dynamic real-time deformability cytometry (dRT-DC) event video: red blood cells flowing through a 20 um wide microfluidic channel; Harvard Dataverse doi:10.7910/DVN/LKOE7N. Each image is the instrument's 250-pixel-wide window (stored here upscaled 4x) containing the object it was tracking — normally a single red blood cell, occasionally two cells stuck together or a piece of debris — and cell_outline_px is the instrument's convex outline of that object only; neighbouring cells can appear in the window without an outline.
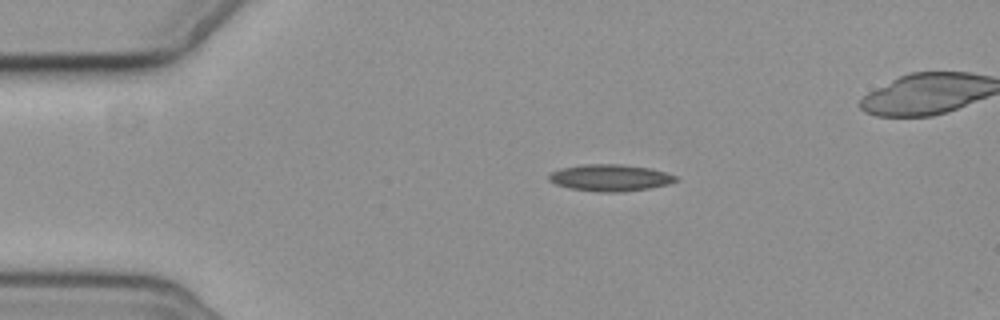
{"species": "common noctule bat (a hibernating species)", "species_latin": "Nyctalus noctula", "temperature_condition": "cold", "stored_images_in_passage": 8, "camera_frame_rate_fps": 3000, "um_per_image_px": 0.085, "animal": {"sex": "female", "body_mass_g": 19.3, "forearm_length_mm": 54.1}, "frame": {"image": 1, "passage_image": 1, "time_ms": 0.0, "image_size_px": [1000, 320], "cell_outline_px": [[680, 180], [668, 184], [648, 188], [620, 192], [600, 192], [572, 188], [556, 184], [548, 180], [548, 176], [552, 172], [560, 168], [584, 164], [620, 164], [652, 168], [676, 176]], "centroid_in_image_um": [51.87, 15.1], "position_along_channel_um": 33.1, "area_um2": 19.65}}
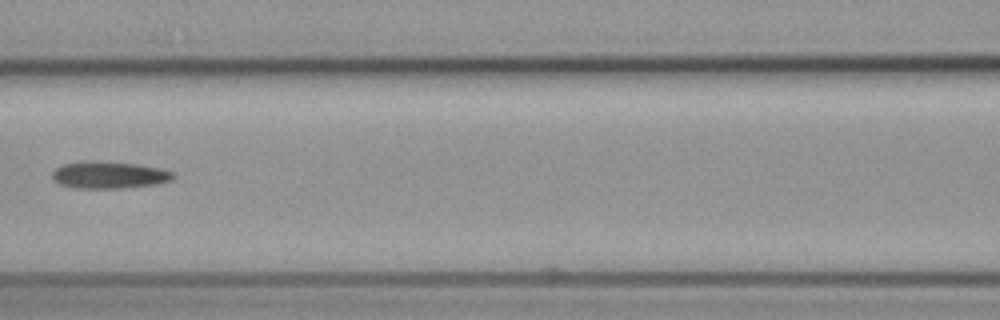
{"frame": {"image": 2, "passage_image": 5, "time_ms": 4.667, "image_size_px": [1000, 320], "cell_outline_px": [[176, 176], [172, 180], [156, 184], [120, 188], [76, 188], [60, 184], [52, 180], [52, 172], [56, 168], [64, 164], [84, 160], [92, 160], [140, 164], [160, 168], [172, 172]], "centroid_in_image_um": [9.26, 14.86], "position_along_channel_um": 157.3, "area_um2": 19.25}}
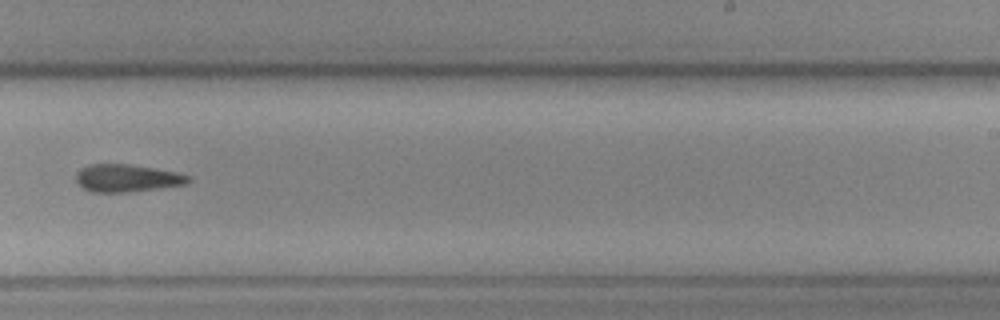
{"frame": {"image": 3, "passage_image": 8, "time_ms": 8.0, "image_size_px": [1000, 320], "cell_outline_px": [[192, 180], [188, 184], [128, 192], [92, 192], [84, 188], [76, 180], [76, 172], [80, 168], [88, 164], [128, 164], [156, 168], [176, 172], [188, 176]], "centroid_in_image_um": [10.79, 15.13], "position_along_channel_um": 278.2, "area_um2": 18.03}}